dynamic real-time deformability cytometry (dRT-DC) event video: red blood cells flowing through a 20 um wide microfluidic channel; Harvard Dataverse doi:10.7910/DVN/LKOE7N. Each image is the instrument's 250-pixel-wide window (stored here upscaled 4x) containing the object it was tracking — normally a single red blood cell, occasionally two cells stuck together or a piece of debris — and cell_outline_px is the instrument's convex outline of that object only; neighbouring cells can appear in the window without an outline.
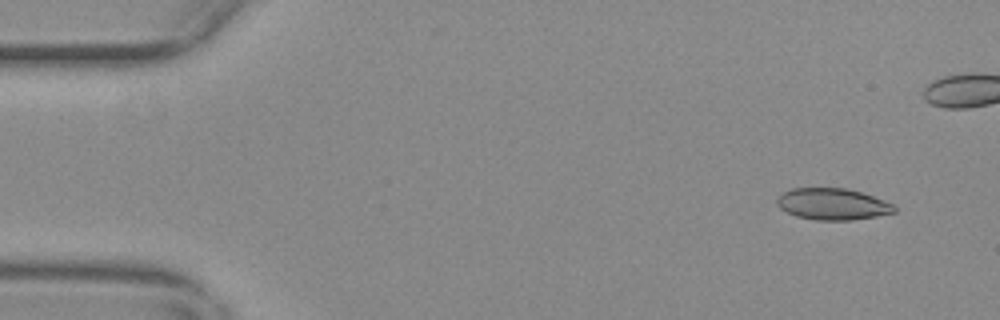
{"species": "common noctule bat (a hibernating species)", "species_latin": "Nyctalus noctula", "temperature_condition": "warm", "stored_images_in_passage": 48, "camera_frame_rate_fps": 3000, "um_per_image_px": 0.085, "animal": {"sex": "female", "body_mass_g": 29.2, "forearm_length_mm": 56.3}, "frame": {"image": 1, "passage_image": 4, "time_ms": 1.0, "image_size_px": [1000, 320], "cell_outline_px": [[896, 212], [876, 216], [852, 220], [816, 220], [796, 216], [780, 208], [776, 204], [776, 200], [784, 192], [792, 188], [844, 188], [860, 192], [872, 196], [892, 204], [896, 208]], "centroid_in_image_um": [70.75, 17.35], "position_along_channel_um": 14.2, "area_um2": 21.33}}
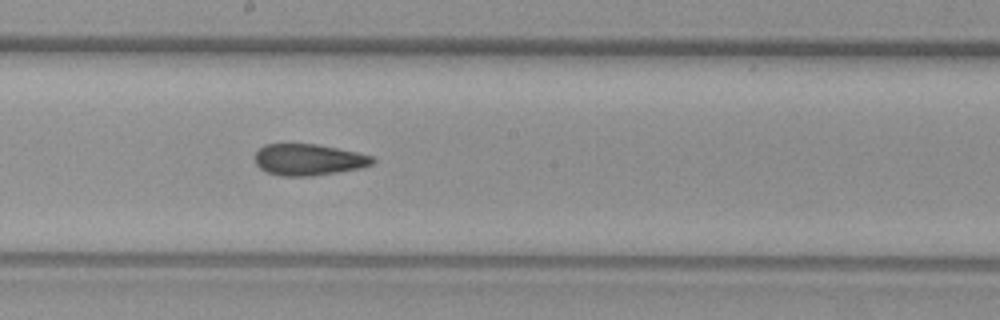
{"frame": {"image": 2, "passage_image": 30, "time_ms": 9.667, "image_size_px": [1000, 320], "cell_outline_px": [[376, 160], [372, 164], [360, 168], [312, 176], [280, 176], [268, 172], [260, 168], [256, 164], [252, 156], [264, 144], [316, 144], [356, 152], [372, 156]], "centroid_in_image_um": [26.18, 13.57], "position_along_channel_um": 222.0, "area_um2": 21.5}}
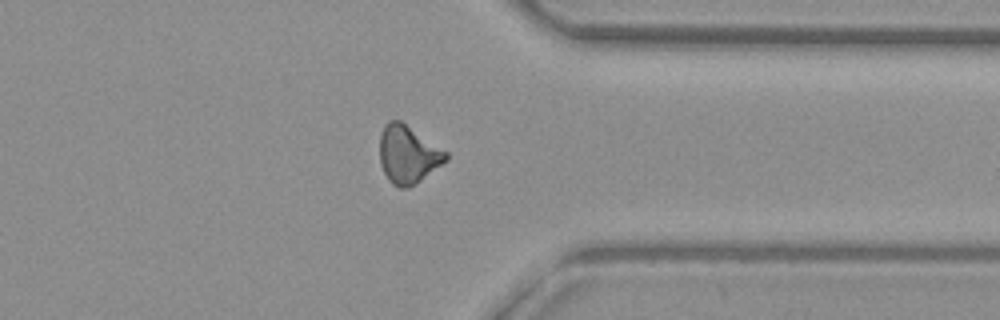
{"frame": {"image": 3, "passage_image": 43, "time_ms": 14.0, "image_size_px": [1000, 320], "cell_outline_px": [[448, 160], [420, 180], [408, 188], [400, 188], [392, 184], [388, 180], [380, 164], [380, 136], [384, 124], [388, 120], [400, 120], [448, 152]], "centroid_in_image_um": [34.67, 13.12], "position_along_channel_um": 376.7, "area_um2": 22.31}, "authors_computed_cell_mechanics": {"area_um2": 21.8773, "velocity_mm_per_s": 3.7158, "shape_relaxation_time_tau1_ms": null, "shape_relaxation_time_tau2_ms": 2.813, "deformation_change_tau1": null, "deformation_change_tau2": 0.1106}}